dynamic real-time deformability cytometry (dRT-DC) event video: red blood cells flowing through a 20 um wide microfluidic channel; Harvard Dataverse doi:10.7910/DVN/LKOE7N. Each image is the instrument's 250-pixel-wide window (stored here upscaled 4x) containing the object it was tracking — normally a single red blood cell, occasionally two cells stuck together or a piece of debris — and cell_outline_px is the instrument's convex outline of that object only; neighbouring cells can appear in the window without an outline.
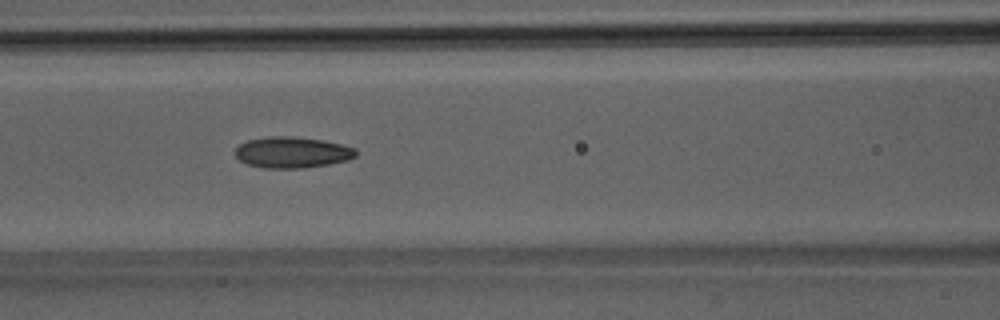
{"species": "Egyptian fruit bat (a non-hibernating species)", "species_latin": "Rousettus aegyptiacus", "temperature_condition": "room temperature", "stored_images_in_passage": 9, "camera_frame_rate_fps": 3000, "um_per_image_px": 0.085, "animal": {"sex": "male"}, "frame": {"image": 1, "passage_image": 6, "time_ms": 5.667, "image_size_px": [1000, 320], "cell_outline_px": [[356, 156], [348, 160], [328, 164], [304, 168], [264, 168], [248, 164], [240, 160], [232, 152], [240, 144], [248, 140], [268, 136], [296, 136], [324, 140], [356, 148]], "centroid_in_image_um": [24.82, 12.94], "position_along_channel_um": 141.8, "area_um2": 22.02}}